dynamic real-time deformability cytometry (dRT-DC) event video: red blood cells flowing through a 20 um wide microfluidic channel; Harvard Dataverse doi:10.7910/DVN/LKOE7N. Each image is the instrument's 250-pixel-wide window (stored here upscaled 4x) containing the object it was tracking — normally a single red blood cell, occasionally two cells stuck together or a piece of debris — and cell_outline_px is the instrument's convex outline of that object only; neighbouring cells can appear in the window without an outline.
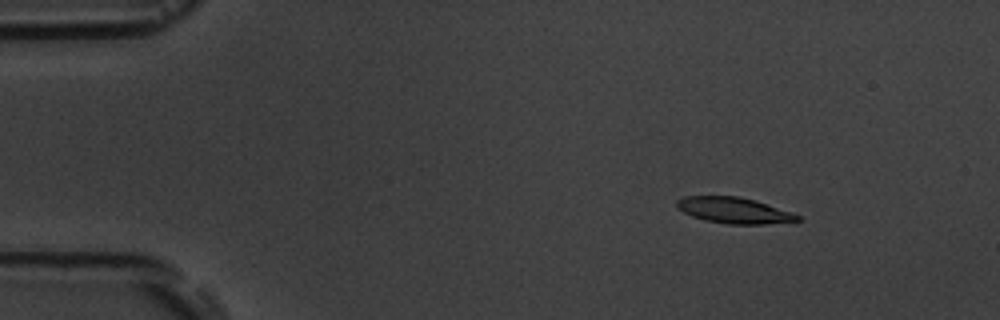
{"species": "common noctule bat (a hibernating species)", "species_latin": "Nyctalus noctula", "temperature_condition": "room temperature", "stored_images_in_passage": 4, "camera_frame_rate_fps": 3000, "um_per_image_px": 0.085, "animal": {"sex": "male", "body_mass_g": 19.5, "forearm_length_mm": 54.6}, "frame": {"image": 1, "passage_image": 1, "time_ms": 0.0, "image_size_px": [1000, 320], "cell_outline_px": [[800, 220], [764, 224], [728, 224], [704, 220], [692, 216], [676, 208], [676, 200], [684, 196], [736, 196], [752, 200], [792, 212], [800, 216]], "centroid_in_image_um": [62.33, 17.88], "position_along_channel_um": 22.7, "area_um2": 18.03}}